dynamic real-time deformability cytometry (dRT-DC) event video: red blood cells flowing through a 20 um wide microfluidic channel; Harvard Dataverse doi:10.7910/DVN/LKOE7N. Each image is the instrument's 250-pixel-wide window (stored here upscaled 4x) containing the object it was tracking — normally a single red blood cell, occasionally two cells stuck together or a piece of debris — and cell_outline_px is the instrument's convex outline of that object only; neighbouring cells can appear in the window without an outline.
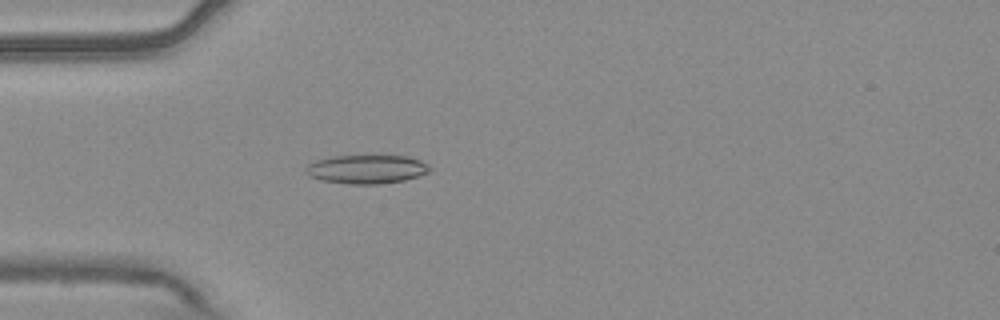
{"species": "common noctule bat (a hibernating species)", "species_latin": "Nyctalus noctula", "temperature_condition": "warm", "stored_images_in_passage": 2, "camera_frame_rate_fps": 3000, "um_per_image_px": 0.085, "animal": {"sex": "male", "body_mass_g": 20.4}, "frame": {"image": 1, "passage_image": 2, "time_ms": 0.333, "image_size_px": [1000, 320], "cell_outline_px": [[432, 168], [428, 172], [404, 180], [376, 184], [352, 184], [320, 180], [308, 176], [304, 172], [304, 168], [308, 164], [316, 160], [332, 156], [408, 156], [420, 160], [428, 164]], "centroid_in_image_um": [31.12, 14.38], "position_along_channel_um": 53.9, "area_um2": 20.75}}